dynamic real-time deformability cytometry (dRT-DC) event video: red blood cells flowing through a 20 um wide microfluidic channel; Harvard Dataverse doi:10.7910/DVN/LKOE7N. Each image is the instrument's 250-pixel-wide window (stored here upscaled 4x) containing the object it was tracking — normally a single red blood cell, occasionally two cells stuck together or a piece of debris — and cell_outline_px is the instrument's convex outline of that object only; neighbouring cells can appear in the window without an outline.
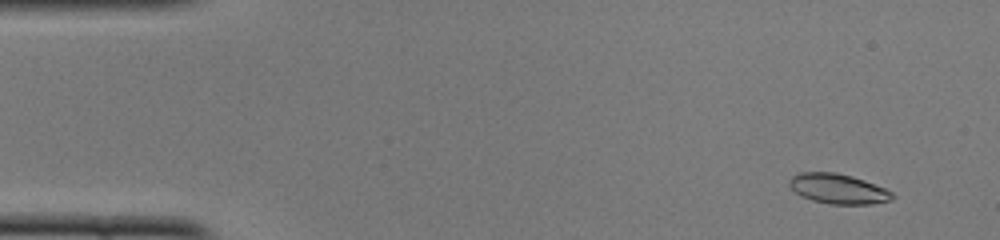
{"species": "common noctule bat (a hibernating species)", "species_latin": "Nyctalus noctula", "temperature_condition": "cold", "stored_images_in_passage": 50, "camera_frame_rate_fps": 3000, "um_per_image_px": 0.085, "animal": {"sex": "female", "body_mass_g": 22.0, "forearm_length_mm": 56.7}, "frame": {"image": 1, "passage_image": 4, "time_ms": 1.0, "image_size_px": [1000, 240], "cell_outline_px": [[896, 196], [892, 200], [872, 204], [828, 204], [812, 200], [800, 196], [788, 184], [788, 180], [792, 176], [800, 172], [836, 172], [852, 176], [864, 180], [884, 188], [892, 192]], "centroid_in_image_um": [71.24, 16.05], "position_along_channel_um": 13.8, "area_um2": 18.09}}
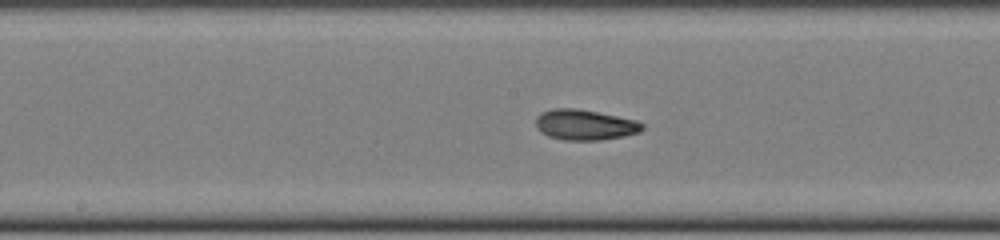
{"frame": {"image": 2, "passage_image": 26, "time_ms": 8.333, "image_size_px": [1000, 240], "cell_outline_px": [[644, 128], [640, 132], [624, 136], [600, 140], [564, 140], [548, 136], [540, 132], [536, 124], [536, 116], [540, 112], [552, 108], [576, 108], [636, 120], [644, 124]], "centroid_in_image_um": [49.69, 10.61], "position_along_channel_um": 198.5, "area_um2": 18.96}}
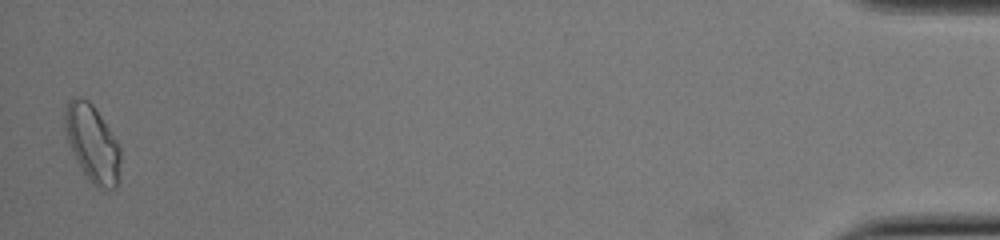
{"frame": {"image": 3, "passage_image": 50, "time_ms": 16.333, "image_size_px": [1000, 240], "cell_outline_px": [[120, 160], [116, 188], [104, 192], [92, 184], [84, 172], [72, 152], [64, 128], [64, 104], [72, 96], [80, 96], [88, 100], [92, 104], [116, 140], [120, 148]], "centroid_in_image_um": [7.82, 12.17], "position_along_channel_um": 427.4, "area_um2": 24.97}, "authors_computed_cell_mechanics": {"area_um2": 18.5538, "velocity_mm_per_s": 3.9944, "shape_relaxation_time_tau1_ms": 7.5878, "shape_relaxation_time_tau2_ms": 2.5579, "deformation_change_tau1": 0.1751, "deformation_change_tau2": 0.0787}}